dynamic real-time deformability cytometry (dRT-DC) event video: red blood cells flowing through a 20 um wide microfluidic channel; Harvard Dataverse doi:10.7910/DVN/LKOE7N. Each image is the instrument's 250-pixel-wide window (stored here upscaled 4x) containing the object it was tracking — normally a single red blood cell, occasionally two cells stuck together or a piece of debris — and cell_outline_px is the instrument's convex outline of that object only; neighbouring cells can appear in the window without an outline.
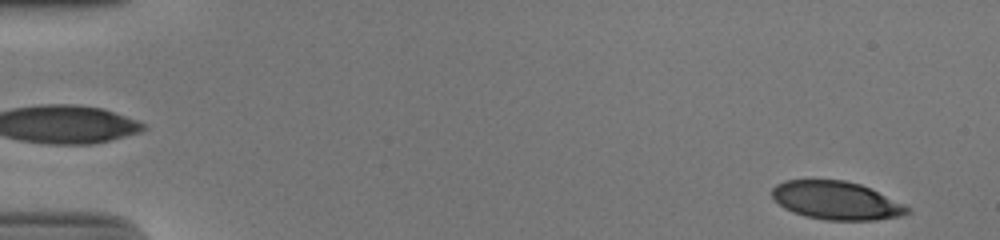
{"species": "human", "species_latin": "Homo sapiens", "temperature_condition": "cold", "stored_images_in_passage": 52, "camera_frame_rate_fps": 3000, "um_per_image_px": 0.085, "donor": {"sex": "male"}, "frame": {"image": 1, "passage_image": 2, "time_ms": 0.333, "image_size_px": [1000, 240], "cell_outline_px": [[912, 212], [900, 216], [876, 220], [824, 220], [804, 216], [784, 208], [772, 196], [772, 188], [776, 184], [784, 180], [844, 180], [860, 184], [904, 204], [912, 208]], "centroid_in_image_um": [71.1, 17.05], "position_along_channel_um": 13.9, "area_um2": 30.11}}
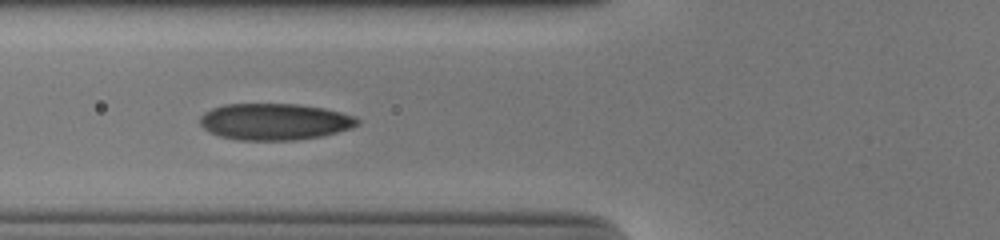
{"frame": {"image": 2, "passage_image": 20, "time_ms": 6.333, "image_size_px": [1000, 240], "cell_outline_px": [[360, 124], [352, 128], [320, 136], [296, 140], [236, 140], [220, 136], [208, 132], [200, 124], [200, 116], [204, 112], [212, 108], [224, 104], [296, 104], [324, 108], [340, 112], [352, 116], [360, 120]], "centroid_in_image_um": [23.31, 10.34], "position_along_channel_um": 102.5, "area_um2": 33.58}}
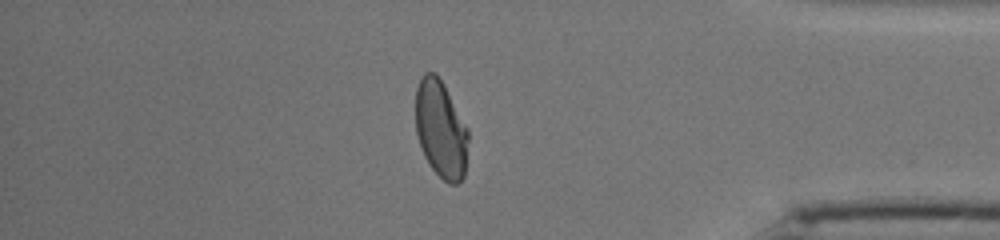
{"frame": {"image": 3, "passage_image": 45, "time_ms": 14.667, "image_size_px": [1000, 240], "cell_outline_px": [[468, 140], [464, 176], [456, 184], [448, 184], [428, 164], [424, 156], [416, 132], [416, 88], [420, 76], [424, 72], [436, 72], [444, 84], [468, 128]], "centroid_in_image_um": [37.46, 10.95], "position_along_channel_um": 397.7, "area_um2": 30.06}, "authors_computed_cell_mechanics": {"area_um2": 31.9345, "velocity_mm_per_s": 3.8603, "shape_relaxation_time_tau1_ms": 5.8975, "shape_relaxation_time_tau2_ms": 0.7576, "deformation_change_tau1": 0.2001, "deformation_change_tau2": 0.0514}}